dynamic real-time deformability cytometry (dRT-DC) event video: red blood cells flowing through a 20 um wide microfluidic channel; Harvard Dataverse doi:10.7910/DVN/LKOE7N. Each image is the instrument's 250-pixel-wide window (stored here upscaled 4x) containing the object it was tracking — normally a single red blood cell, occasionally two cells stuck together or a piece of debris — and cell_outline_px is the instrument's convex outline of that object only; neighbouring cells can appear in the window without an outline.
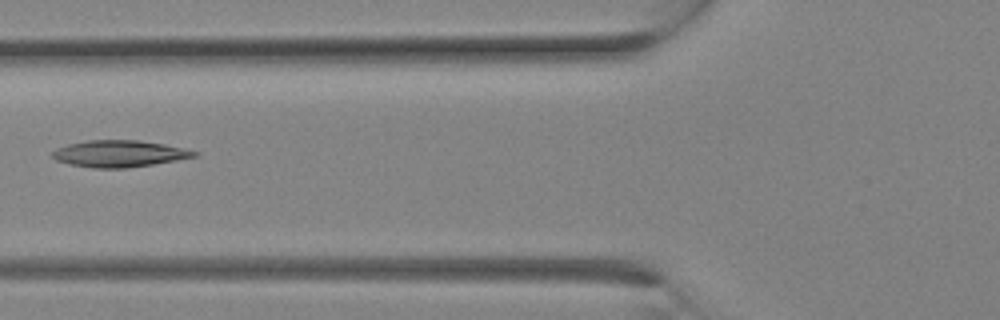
{"species": "Egyptian fruit bat (a non-hibernating species)", "species_latin": "Rousettus aegyptiacus", "temperature_condition": "room temperature", "stored_images_in_passage": 11, "camera_frame_rate_fps": 3000, "um_per_image_px": 0.085, "animal": {"sex": "female"}, "frame": {"image": 1, "passage_image": 7, "time_ms": 2.0, "image_size_px": [1000, 320], "cell_outline_px": [[200, 156], [152, 164], [124, 168], [92, 168], [68, 164], [56, 160], [52, 156], [52, 152], [56, 148], [68, 144], [88, 140], [140, 140], [164, 144], [200, 152]], "centroid_in_image_um": [10.14, 13.06], "position_along_channel_um": 115.7, "area_um2": 22.08}}
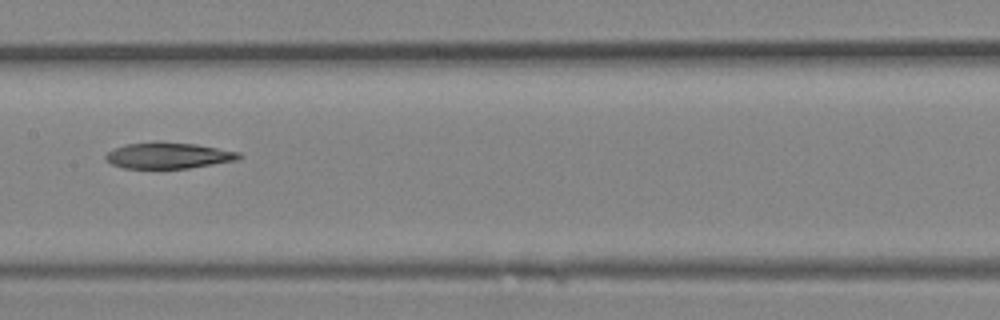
{"frame": {"image": 2, "passage_image": 10, "time_ms": 3.0, "image_size_px": [1000, 320], "cell_outline_px": [[244, 156], [240, 160], [188, 168], [124, 168], [112, 164], [104, 160], [104, 156], [108, 152], [116, 148], [128, 144], [196, 144], [240, 152]], "centroid_in_image_um": [14.38, 13.26], "position_along_channel_um": 193.0, "area_um2": 19.59}}